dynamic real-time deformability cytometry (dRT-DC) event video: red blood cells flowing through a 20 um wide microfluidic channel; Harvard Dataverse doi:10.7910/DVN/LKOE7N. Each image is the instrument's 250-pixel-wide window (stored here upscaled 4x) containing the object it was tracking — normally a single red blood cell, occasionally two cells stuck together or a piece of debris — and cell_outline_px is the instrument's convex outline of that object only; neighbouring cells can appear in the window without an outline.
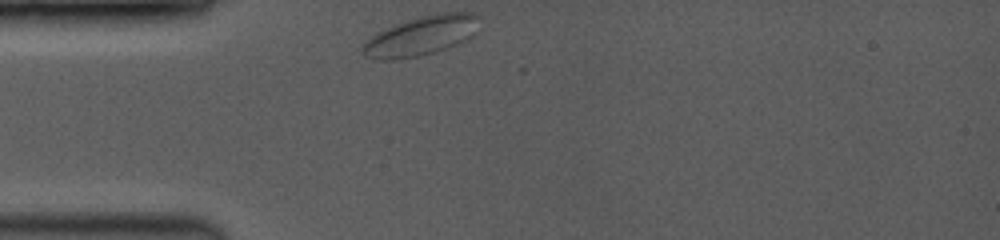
{"species": "common noctule bat (a hibernating species)", "species_latin": "Nyctalus noctula", "temperature_condition": "room temperature", "stored_images_in_passage": 37, "camera_frame_rate_fps": 3500, "um_per_image_px": 0.085, "animal": {"sex": "female", "body_mass_g": 19.0, "forearm_length_mm": 53.3}, "frame": {"image": 1, "passage_image": 1, "time_ms": 0.0, "image_size_px": [1000, 240], "cell_outline_px": [[480, 16], [472, 36], [464, 40], [444, 48], [420, 56], [388, 60], [376, 60], [364, 56], [360, 52], [360, 44], [368, 36], [376, 32], [396, 24], [420, 16], [436, 12], [472, 12]], "centroid_in_image_um": [35.69, 3.04], "position_along_channel_um": 49.3, "area_um2": 26.93}}
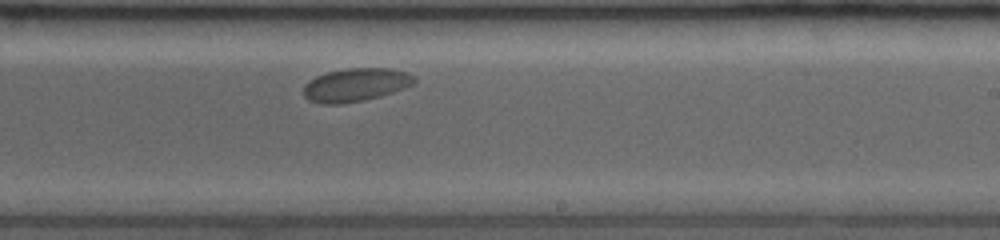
{"frame": {"image": 2, "passage_image": 22, "time_ms": 6.0, "image_size_px": [1000, 240], "cell_outline_px": [[416, 84], [380, 96], [364, 100], [340, 104], [320, 104], [308, 100], [304, 96], [304, 84], [308, 80], [316, 76], [328, 72], [348, 68], [392, 68], [408, 72], [416, 76]], "centroid_in_image_um": [30.25, 7.21], "position_along_channel_um": 258.7, "area_um2": 21.73}}
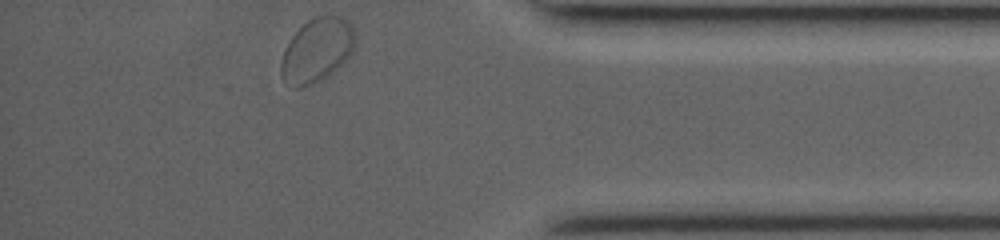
{"frame": {"image": 3, "passage_image": 37, "time_ms": 10.286, "image_size_px": [1000, 240], "cell_outline_px": [[356, 44], [352, 52], [328, 76], [312, 84], [300, 88], [292, 88], [280, 76], [280, 64], [284, 48], [292, 36], [312, 16], [340, 16], [348, 20], [356, 28]], "centroid_in_image_um": [26.94, 4.26], "position_along_channel_um": 408.3, "area_um2": 27.92}}